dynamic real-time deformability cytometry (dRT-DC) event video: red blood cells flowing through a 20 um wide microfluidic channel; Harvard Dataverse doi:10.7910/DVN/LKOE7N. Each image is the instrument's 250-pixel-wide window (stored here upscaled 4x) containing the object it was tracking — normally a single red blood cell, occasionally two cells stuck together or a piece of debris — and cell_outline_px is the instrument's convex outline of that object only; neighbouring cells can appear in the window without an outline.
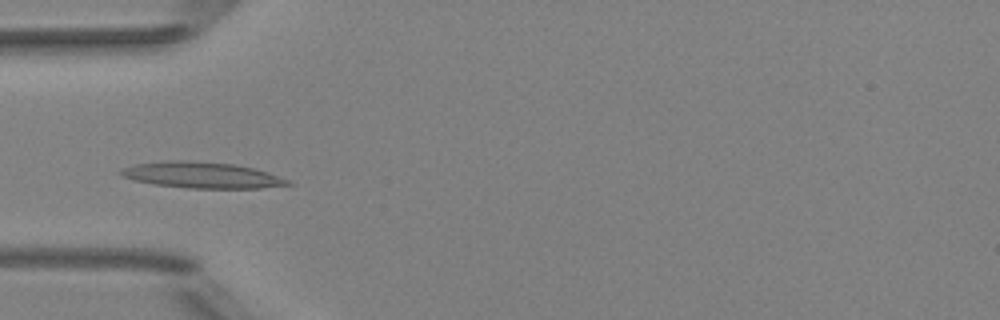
{"species": "Egyptian fruit bat (a non-hibernating species)", "species_latin": "Rousettus aegyptiacus", "temperature_condition": "room temperature", "stored_images_in_passage": 44, "camera_frame_rate_fps": 3000, "um_per_image_px": 0.085, "animal": {"sex": "female"}, "frame": {"image": 1, "passage_image": 15, "time_ms": 4.667, "image_size_px": [1000, 320], "cell_outline_px": [[296, 184], [260, 188], [188, 188], [152, 184], [132, 180], [116, 172], [120, 168], [136, 164], [168, 160], [184, 160], [232, 164], [252, 168], [268, 172], [288, 180]], "centroid_in_image_um": [17.11, 14.89], "position_along_channel_um": 67.9, "area_um2": 25.37}}
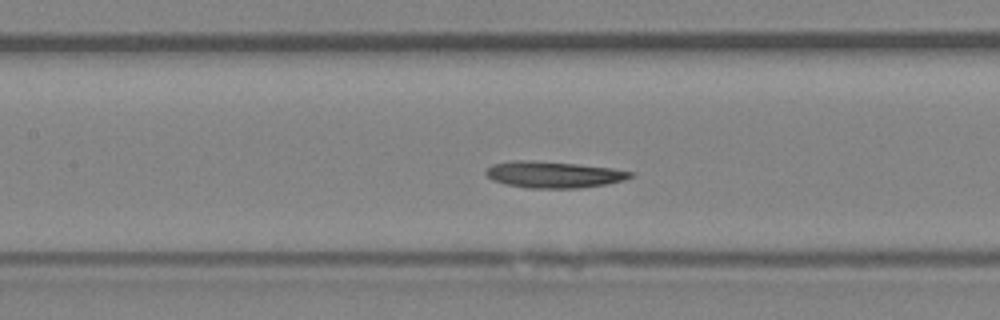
{"frame": {"image": 2, "passage_image": 22, "time_ms": 7.0, "image_size_px": [1000, 320], "cell_outline_px": [[636, 172], [632, 176], [624, 180], [604, 184], [580, 188], [528, 188], [504, 184], [492, 180], [484, 172], [492, 164], [512, 160], [528, 160], [576, 164], [612, 168]], "centroid_in_image_um": [47.04, 14.84], "position_along_channel_um": 160.4, "area_um2": 22.25}}
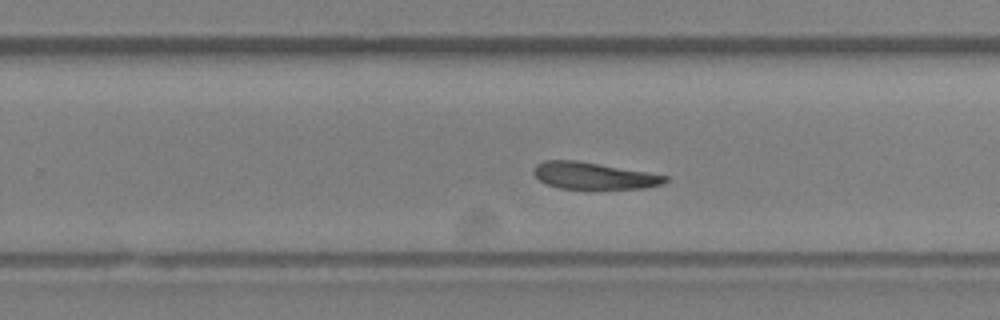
{"frame": {"image": 3, "passage_image": 31, "time_ms": 10.0, "image_size_px": [1000, 320], "cell_outline_px": [[668, 180], [664, 184], [644, 188], [560, 188], [548, 184], [540, 180], [532, 172], [532, 168], [536, 164], [544, 160], [576, 160], [648, 172], [668, 176]], "centroid_in_image_um": [50.46, 14.92], "position_along_channel_um": 279.3, "area_um2": 20.4}, "authors_computed_cell_mechanics": {"area_um2": 22.1663, "velocity_mm_per_s": 3.9888, "shape_relaxation_time_tau1_ms": 9.957, "shape_relaxation_time_tau2_ms": 3.0062, "deformation_change_tau1": 0.1912, "deformation_change_tau2": 0.1106}}